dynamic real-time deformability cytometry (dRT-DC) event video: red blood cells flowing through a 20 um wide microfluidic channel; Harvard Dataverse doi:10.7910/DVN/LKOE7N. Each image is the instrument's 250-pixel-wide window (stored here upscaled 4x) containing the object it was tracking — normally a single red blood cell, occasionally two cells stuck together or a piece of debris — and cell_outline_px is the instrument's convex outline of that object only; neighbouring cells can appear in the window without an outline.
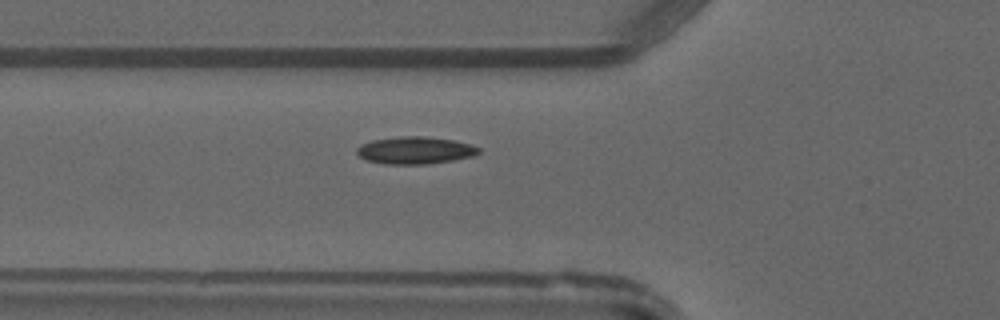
{"species": "common noctule bat (a hibernating species)", "species_latin": "Nyctalus noctula", "temperature_condition": "warm", "stored_images_in_passage": 30, "camera_frame_rate_fps": 3000, "um_per_image_px": 0.085, "animal": {"sex": "male", "forearm_length_mm": 52.5}, "frame": {"image": 1, "passage_image": 18, "time_ms": 5.667, "image_size_px": [1000, 320], "cell_outline_px": [[480, 152], [472, 156], [452, 160], [428, 164], [384, 164], [368, 160], [360, 156], [356, 152], [356, 148], [360, 144], [372, 140], [400, 136], [424, 136], [452, 140], [468, 144], [480, 148]], "centroid_in_image_um": [35.25, 12.77], "position_along_channel_um": 90.6, "area_um2": 19.25}}
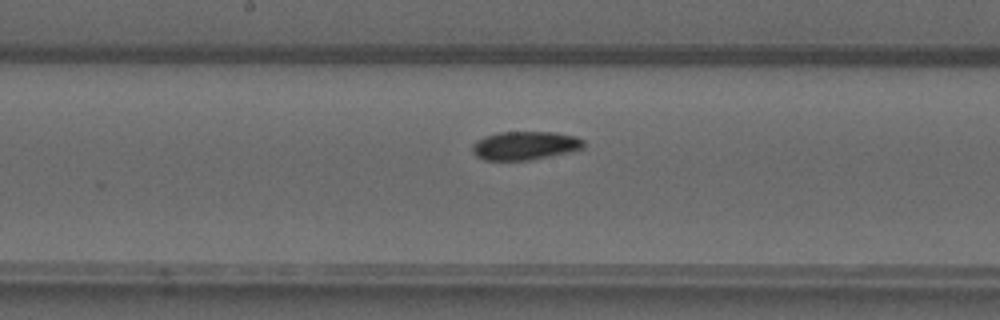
{"frame": {"image": 2, "passage_image": 26, "time_ms": 8.333, "image_size_px": [1000, 320], "cell_outline_px": [[584, 148], [572, 152], [528, 160], [484, 160], [476, 156], [472, 152], [472, 144], [476, 140], [484, 136], [500, 132], [556, 132], [576, 136], [584, 140]], "centroid_in_image_um": [44.63, 12.37], "position_along_channel_um": 203.6, "area_um2": 18.73}}
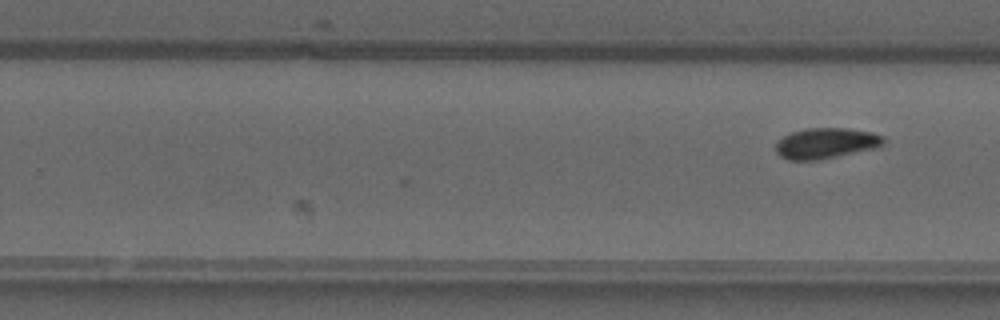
{"frame": {"image": 3, "passage_image": 30, "time_ms": 9.667, "image_size_px": [1000, 320], "cell_outline_px": [[884, 144], [880, 148], [816, 160], [788, 160], [780, 156], [776, 152], [776, 144], [784, 136], [792, 132], [804, 128], [844, 128], [872, 132], [880, 136], [884, 140]], "centroid_in_image_um": [70.22, 12.18], "position_along_channel_um": 259.6, "area_um2": 19.25}}